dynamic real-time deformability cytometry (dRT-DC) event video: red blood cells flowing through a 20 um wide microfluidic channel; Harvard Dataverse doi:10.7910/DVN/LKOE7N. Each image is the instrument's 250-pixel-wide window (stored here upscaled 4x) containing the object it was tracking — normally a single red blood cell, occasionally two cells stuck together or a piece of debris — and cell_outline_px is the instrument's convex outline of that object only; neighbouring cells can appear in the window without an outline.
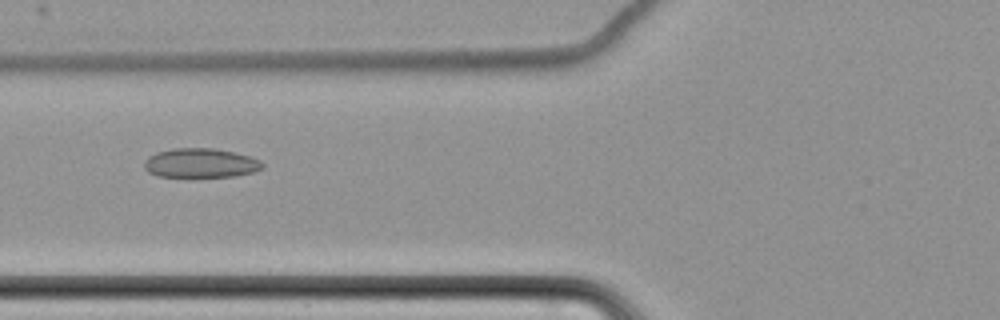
{"species": "common noctule bat (a hibernating species)", "species_latin": "Nyctalus noctula", "temperature_condition": "cold", "stored_images_in_passage": 6, "camera_frame_rate_fps": 3000, "um_per_image_px": 0.085, "animal": {"sex": "female", "body_mass_g": 22.7, "forearm_length_mm": 54.2}, "frame": {"image": 1, "passage_image": 5, "time_ms": 4.667, "image_size_px": [1000, 320], "cell_outline_px": [[264, 168], [256, 172], [236, 176], [192, 180], [156, 176], [148, 172], [144, 168], [144, 160], [148, 156], [156, 152], [172, 148], [212, 148], [252, 156], [260, 160], [264, 164]], "centroid_in_image_um": [17.04, 13.92], "position_along_channel_um": 108.8, "area_um2": 21.5}}
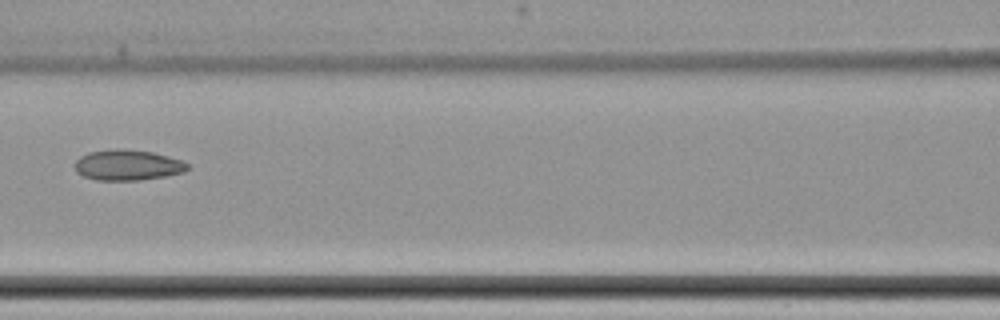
{"frame": {"image": 2, "passage_image": 6, "time_ms": 6.0, "image_size_px": [1000, 320], "cell_outline_px": [[188, 168], [184, 172], [164, 176], [140, 180], [96, 180], [84, 176], [76, 172], [76, 160], [80, 156], [88, 152], [116, 148], [124, 148], [152, 152], [184, 160], [188, 164]], "centroid_in_image_um": [10.85, 14.02], "position_along_channel_um": 155.7, "area_um2": 20.17}}